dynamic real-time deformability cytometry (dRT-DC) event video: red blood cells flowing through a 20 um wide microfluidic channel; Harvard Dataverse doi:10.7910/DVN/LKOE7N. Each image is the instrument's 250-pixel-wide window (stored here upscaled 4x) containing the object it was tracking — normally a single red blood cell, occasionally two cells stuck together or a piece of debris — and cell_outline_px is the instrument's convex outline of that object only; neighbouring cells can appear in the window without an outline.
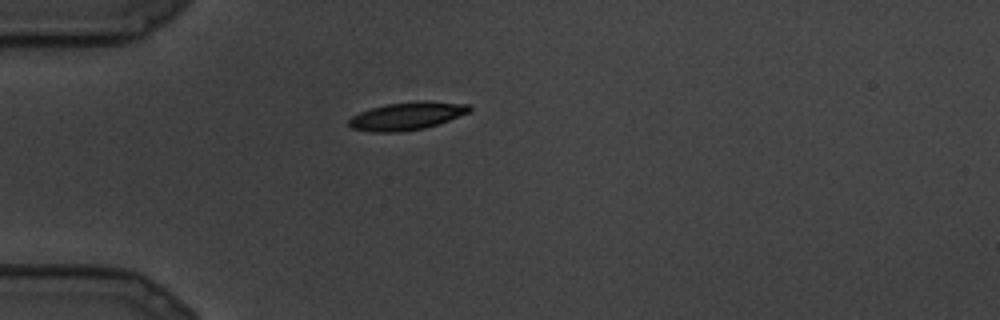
{"species": "common noctule bat (a hibernating species)", "species_latin": "Nyctalus noctula", "temperature_condition": "cold", "stored_images_in_passage": 7, "camera_frame_rate_fps": 3000, "um_per_image_px": 0.085, "animal": {"sex": "male", "body_mass_g": 19.5, "forearm_length_mm": 54.6}, "frame": {"image": 1, "passage_image": 1, "time_ms": 0.0, "image_size_px": [1000, 320], "cell_outline_px": [[472, 112], [424, 128], [400, 132], [372, 132], [352, 128], [348, 124], [348, 120], [352, 116], [360, 112], [372, 108], [388, 104], [416, 100], [424, 100], [472, 104]], "centroid_in_image_um": [34.64, 9.84], "position_along_channel_um": 50.4, "area_um2": 19.71}}
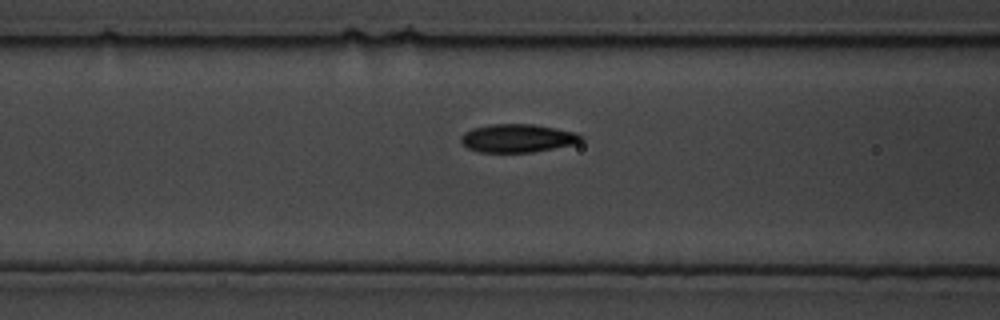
{"frame": {"image": 2, "passage_image": 5, "time_ms": 1.333, "image_size_px": [1000, 320], "cell_outline_px": [[584, 140], [576, 144], [532, 152], [480, 152], [468, 148], [460, 140], [460, 136], [464, 132], [472, 128], [488, 124], [532, 124], [556, 128], [576, 132], [584, 136]], "centroid_in_image_um": [44.02, 11.74], "position_along_channel_um": 122.6, "area_um2": 19.94}}
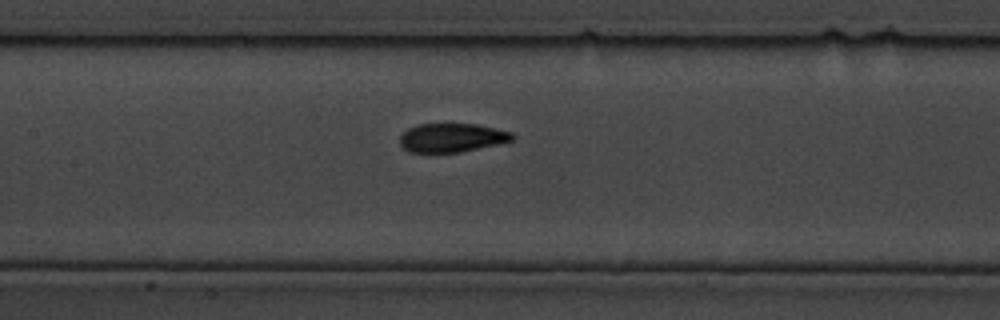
{"frame": {"image": 3, "passage_image": 7, "time_ms": 2.0, "image_size_px": [1000, 320], "cell_outline_px": [[516, 136], [512, 140], [496, 144], [460, 152], [408, 152], [400, 144], [400, 136], [408, 128], [420, 124], [476, 124], [496, 128], [512, 132]], "centroid_in_image_um": [38.41, 11.7], "position_along_channel_um": 169.0, "area_um2": 18.73}}